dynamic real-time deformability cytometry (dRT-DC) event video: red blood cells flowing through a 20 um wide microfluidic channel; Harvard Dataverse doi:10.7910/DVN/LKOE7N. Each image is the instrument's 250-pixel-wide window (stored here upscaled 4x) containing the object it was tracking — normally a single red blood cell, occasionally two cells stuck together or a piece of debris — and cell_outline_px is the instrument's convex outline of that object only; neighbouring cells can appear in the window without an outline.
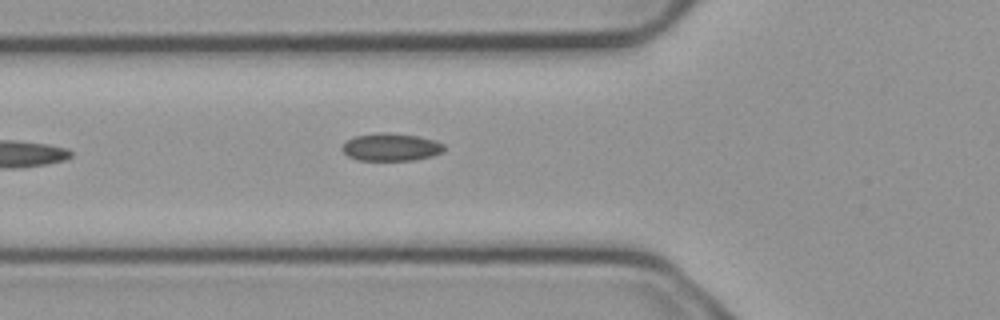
{"species": "common noctule bat (a hibernating species)", "species_latin": "Nyctalus noctula", "temperature_condition": "cold", "stored_images_in_passage": 5, "camera_frame_rate_fps": 3000, "um_per_image_px": 0.085, "animal": {"sex": "male", "body_mass_g": 23.1, "forearm_length_mm": 52.7}, "frame": {"image": 1, "passage_image": 5, "time_ms": 1.333, "image_size_px": [1000, 320], "cell_outline_px": [[444, 148], [440, 152], [432, 156], [412, 160], [356, 160], [348, 156], [340, 148], [352, 136], [376, 132], [388, 132], [416, 136], [436, 140], [444, 144]], "centroid_in_image_um": [33.19, 12.49], "position_along_channel_um": 92.6, "area_um2": 16.47}}